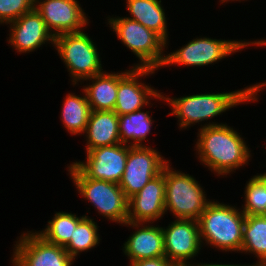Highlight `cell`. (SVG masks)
<instances>
[{
  "label": "cell",
  "instance_id": "cell-1",
  "mask_svg": "<svg viewBox=\"0 0 266 266\" xmlns=\"http://www.w3.org/2000/svg\"><path fill=\"white\" fill-rule=\"evenodd\" d=\"M197 134L195 150L198 159L217 176L235 172L247 165L252 156L240 133L227 123H206L201 125Z\"/></svg>",
  "mask_w": 266,
  "mask_h": 266
},
{
  "label": "cell",
  "instance_id": "cell-2",
  "mask_svg": "<svg viewBox=\"0 0 266 266\" xmlns=\"http://www.w3.org/2000/svg\"><path fill=\"white\" fill-rule=\"evenodd\" d=\"M265 87L266 82H263L233 92L193 94L180 98L165 95L164 101L172 107L169 116L175 115L180 129H187L192 124H200L199 122L222 115L242 103L258 101V93Z\"/></svg>",
  "mask_w": 266,
  "mask_h": 266
},
{
  "label": "cell",
  "instance_id": "cell-3",
  "mask_svg": "<svg viewBox=\"0 0 266 266\" xmlns=\"http://www.w3.org/2000/svg\"><path fill=\"white\" fill-rule=\"evenodd\" d=\"M245 217L236 206L212 200L197 220L202 244L205 241L225 252H240Z\"/></svg>",
  "mask_w": 266,
  "mask_h": 266
},
{
  "label": "cell",
  "instance_id": "cell-4",
  "mask_svg": "<svg viewBox=\"0 0 266 266\" xmlns=\"http://www.w3.org/2000/svg\"><path fill=\"white\" fill-rule=\"evenodd\" d=\"M107 20L121 43L138 57L139 63L132 67L162 68L166 58L163 52L168 46L157 33L128 17H108Z\"/></svg>",
  "mask_w": 266,
  "mask_h": 266
},
{
  "label": "cell",
  "instance_id": "cell-5",
  "mask_svg": "<svg viewBox=\"0 0 266 266\" xmlns=\"http://www.w3.org/2000/svg\"><path fill=\"white\" fill-rule=\"evenodd\" d=\"M165 165V212L173 213L176 219L198 220L212 201L196 179L182 171Z\"/></svg>",
  "mask_w": 266,
  "mask_h": 266
},
{
  "label": "cell",
  "instance_id": "cell-6",
  "mask_svg": "<svg viewBox=\"0 0 266 266\" xmlns=\"http://www.w3.org/2000/svg\"><path fill=\"white\" fill-rule=\"evenodd\" d=\"M67 168L78 193L100 215L122 225L128 221V198L118 184L88 178L73 163Z\"/></svg>",
  "mask_w": 266,
  "mask_h": 266
},
{
  "label": "cell",
  "instance_id": "cell-7",
  "mask_svg": "<svg viewBox=\"0 0 266 266\" xmlns=\"http://www.w3.org/2000/svg\"><path fill=\"white\" fill-rule=\"evenodd\" d=\"M93 41L84 30L55 37L53 47L65 63L73 86L104 72L98 48Z\"/></svg>",
  "mask_w": 266,
  "mask_h": 266
},
{
  "label": "cell",
  "instance_id": "cell-8",
  "mask_svg": "<svg viewBox=\"0 0 266 266\" xmlns=\"http://www.w3.org/2000/svg\"><path fill=\"white\" fill-rule=\"evenodd\" d=\"M257 45L266 46V40L256 41H235L221 40L208 37H201L189 41L176 51H172L166 55L165 62L162 67L171 65H186L203 67L217 63L223 58L232 55L238 51H242L246 46Z\"/></svg>",
  "mask_w": 266,
  "mask_h": 266
},
{
  "label": "cell",
  "instance_id": "cell-9",
  "mask_svg": "<svg viewBox=\"0 0 266 266\" xmlns=\"http://www.w3.org/2000/svg\"><path fill=\"white\" fill-rule=\"evenodd\" d=\"M169 161L151 146H129L124 174L119 182L127 198L138 193L149 181L162 173Z\"/></svg>",
  "mask_w": 266,
  "mask_h": 266
},
{
  "label": "cell",
  "instance_id": "cell-10",
  "mask_svg": "<svg viewBox=\"0 0 266 266\" xmlns=\"http://www.w3.org/2000/svg\"><path fill=\"white\" fill-rule=\"evenodd\" d=\"M19 237L13 248V266H71L76 261L64 247L45 241L36 231Z\"/></svg>",
  "mask_w": 266,
  "mask_h": 266
},
{
  "label": "cell",
  "instance_id": "cell-11",
  "mask_svg": "<svg viewBox=\"0 0 266 266\" xmlns=\"http://www.w3.org/2000/svg\"><path fill=\"white\" fill-rule=\"evenodd\" d=\"M155 71L152 68L132 67L124 72H118V92L114 108V112L118 116L143 109V107L149 106L151 104L149 101L154 98L164 101L162 92L139 80L141 77L154 74Z\"/></svg>",
  "mask_w": 266,
  "mask_h": 266
},
{
  "label": "cell",
  "instance_id": "cell-12",
  "mask_svg": "<svg viewBox=\"0 0 266 266\" xmlns=\"http://www.w3.org/2000/svg\"><path fill=\"white\" fill-rule=\"evenodd\" d=\"M164 235L165 257L176 266H193V259L202 248L199 225L193 219H175L166 229Z\"/></svg>",
  "mask_w": 266,
  "mask_h": 266
},
{
  "label": "cell",
  "instance_id": "cell-13",
  "mask_svg": "<svg viewBox=\"0 0 266 266\" xmlns=\"http://www.w3.org/2000/svg\"><path fill=\"white\" fill-rule=\"evenodd\" d=\"M86 154L85 162H73L86 177L119 184L126 166L128 144L98 147Z\"/></svg>",
  "mask_w": 266,
  "mask_h": 266
},
{
  "label": "cell",
  "instance_id": "cell-14",
  "mask_svg": "<svg viewBox=\"0 0 266 266\" xmlns=\"http://www.w3.org/2000/svg\"><path fill=\"white\" fill-rule=\"evenodd\" d=\"M76 0H35L34 8L42 16L54 37L83 31L89 24Z\"/></svg>",
  "mask_w": 266,
  "mask_h": 266
},
{
  "label": "cell",
  "instance_id": "cell-15",
  "mask_svg": "<svg viewBox=\"0 0 266 266\" xmlns=\"http://www.w3.org/2000/svg\"><path fill=\"white\" fill-rule=\"evenodd\" d=\"M165 167L138 193L128 198V221L152 223L165 214ZM153 221V222H152Z\"/></svg>",
  "mask_w": 266,
  "mask_h": 266
},
{
  "label": "cell",
  "instance_id": "cell-16",
  "mask_svg": "<svg viewBox=\"0 0 266 266\" xmlns=\"http://www.w3.org/2000/svg\"><path fill=\"white\" fill-rule=\"evenodd\" d=\"M9 26L7 41L19 53L33 52L45 43L54 44L55 37L35 8L9 23Z\"/></svg>",
  "mask_w": 266,
  "mask_h": 266
},
{
  "label": "cell",
  "instance_id": "cell-17",
  "mask_svg": "<svg viewBox=\"0 0 266 266\" xmlns=\"http://www.w3.org/2000/svg\"><path fill=\"white\" fill-rule=\"evenodd\" d=\"M147 224L134 222H126L124 224V226L127 225L136 229L125 241L122 248L124 254L130 259V263L142 259L165 256L162 227Z\"/></svg>",
  "mask_w": 266,
  "mask_h": 266
},
{
  "label": "cell",
  "instance_id": "cell-18",
  "mask_svg": "<svg viewBox=\"0 0 266 266\" xmlns=\"http://www.w3.org/2000/svg\"><path fill=\"white\" fill-rule=\"evenodd\" d=\"M86 152L120 143L119 119L114 111L92 110L85 131Z\"/></svg>",
  "mask_w": 266,
  "mask_h": 266
},
{
  "label": "cell",
  "instance_id": "cell-19",
  "mask_svg": "<svg viewBox=\"0 0 266 266\" xmlns=\"http://www.w3.org/2000/svg\"><path fill=\"white\" fill-rule=\"evenodd\" d=\"M91 81L83 87L91 110L114 111L118 92V72H102L83 81Z\"/></svg>",
  "mask_w": 266,
  "mask_h": 266
},
{
  "label": "cell",
  "instance_id": "cell-20",
  "mask_svg": "<svg viewBox=\"0 0 266 266\" xmlns=\"http://www.w3.org/2000/svg\"><path fill=\"white\" fill-rule=\"evenodd\" d=\"M161 0H126V8L136 22L157 33L168 45V29Z\"/></svg>",
  "mask_w": 266,
  "mask_h": 266
},
{
  "label": "cell",
  "instance_id": "cell-21",
  "mask_svg": "<svg viewBox=\"0 0 266 266\" xmlns=\"http://www.w3.org/2000/svg\"><path fill=\"white\" fill-rule=\"evenodd\" d=\"M240 252L259 259L252 266H266V215H246Z\"/></svg>",
  "mask_w": 266,
  "mask_h": 266
},
{
  "label": "cell",
  "instance_id": "cell-22",
  "mask_svg": "<svg viewBox=\"0 0 266 266\" xmlns=\"http://www.w3.org/2000/svg\"><path fill=\"white\" fill-rule=\"evenodd\" d=\"M82 91L83 96L68 93L62 104L61 120L66 131L73 135H84L92 111L86 93Z\"/></svg>",
  "mask_w": 266,
  "mask_h": 266
},
{
  "label": "cell",
  "instance_id": "cell-23",
  "mask_svg": "<svg viewBox=\"0 0 266 266\" xmlns=\"http://www.w3.org/2000/svg\"><path fill=\"white\" fill-rule=\"evenodd\" d=\"M137 110L132 113L119 115V135L120 143L129 146H145L142 141H145L150 134L153 124L150 111L144 112ZM132 140V141H131Z\"/></svg>",
  "mask_w": 266,
  "mask_h": 266
},
{
  "label": "cell",
  "instance_id": "cell-24",
  "mask_svg": "<svg viewBox=\"0 0 266 266\" xmlns=\"http://www.w3.org/2000/svg\"><path fill=\"white\" fill-rule=\"evenodd\" d=\"M68 212H56L42 231L36 233L45 241L64 247L71 239L78 222L84 217Z\"/></svg>",
  "mask_w": 266,
  "mask_h": 266
},
{
  "label": "cell",
  "instance_id": "cell-25",
  "mask_svg": "<svg viewBox=\"0 0 266 266\" xmlns=\"http://www.w3.org/2000/svg\"><path fill=\"white\" fill-rule=\"evenodd\" d=\"M94 219L85 215L77 224L70 241L64 246V249L75 260L83 251L93 249L100 243L98 225Z\"/></svg>",
  "mask_w": 266,
  "mask_h": 266
},
{
  "label": "cell",
  "instance_id": "cell-26",
  "mask_svg": "<svg viewBox=\"0 0 266 266\" xmlns=\"http://www.w3.org/2000/svg\"><path fill=\"white\" fill-rule=\"evenodd\" d=\"M245 215H266V173L257 174L247 181L244 191Z\"/></svg>",
  "mask_w": 266,
  "mask_h": 266
},
{
  "label": "cell",
  "instance_id": "cell-27",
  "mask_svg": "<svg viewBox=\"0 0 266 266\" xmlns=\"http://www.w3.org/2000/svg\"><path fill=\"white\" fill-rule=\"evenodd\" d=\"M35 0H0V24L8 25L34 9Z\"/></svg>",
  "mask_w": 266,
  "mask_h": 266
},
{
  "label": "cell",
  "instance_id": "cell-28",
  "mask_svg": "<svg viewBox=\"0 0 266 266\" xmlns=\"http://www.w3.org/2000/svg\"><path fill=\"white\" fill-rule=\"evenodd\" d=\"M129 266H176L169 261L165 256L149 259H142L135 262H131Z\"/></svg>",
  "mask_w": 266,
  "mask_h": 266
},
{
  "label": "cell",
  "instance_id": "cell-29",
  "mask_svg": "<svg viewBox=\"0 0 266 266\" xmlns=\"http://www.w3.org/2000/svg\"><path fill=\"white\" fill-rule=\"evenodd\" d=\"M193 266H252V265H248V264L247 265H245V264L244 265L243 264L242 265L241 264H235L234 265V264H225V263L224 264H218V263H210V264L209 263L208 264L207 263H198V264L195 263L194 264L193 263Z\"/></svg>",
  "mask_w": 266,
  "mask_h": 266
},
{
  "label": "cell",
  "instance_id": "cell-30",
  "mask_svg": "<svg viewBox=\"0 0 266 266\" xmlns=\"http://www.w3.org/2000/svg\"><path fill=\"white\" fill-rule=\"evenodd\" d=\"M229 1H240L241 2V0H220L221 3H225V2L227 3ZM242 1H244V0H242Z\"/></svg>",
  "mask_w": 266,
  "mask_h": 266
}]
</instances>
